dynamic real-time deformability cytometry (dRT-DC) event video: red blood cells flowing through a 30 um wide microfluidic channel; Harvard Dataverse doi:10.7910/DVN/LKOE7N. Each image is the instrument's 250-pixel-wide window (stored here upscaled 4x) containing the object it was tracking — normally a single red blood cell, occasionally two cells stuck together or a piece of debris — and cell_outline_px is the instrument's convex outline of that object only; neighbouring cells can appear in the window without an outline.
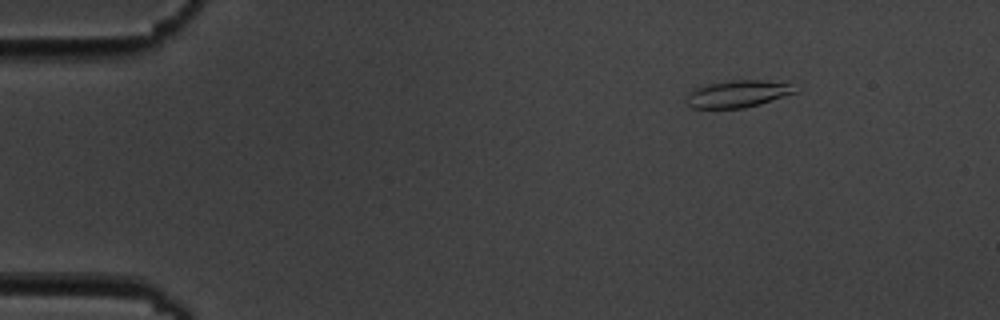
{"species": "common noctule bat (a hibernating species)", "species_latin": "Nyctalus noctula", "temperature_condition": "cold", "stored_images_in_passage": 4, "camera_frame_rate_fps": 3000, "um_per_image_px": 0.085, "animal": {"sex": "male", "body_mass_g": 19.5, "forearm_length_mm": 54.6}, "frame": {"image": 1, "passage_image": 1, "time_ms": 0.0, "image_size_px": [1000, 320], "cell_outline_px": [[796, 92], [760, 104], [744, 108], [692, 108], [688, 104], [688, 92], [696, 88], [708, 84], [732, 80], [760, 80], [788, 84]], "centroid_in_image_um": [62.65, 7.99], "position_along_channel_um": 22.3, "area_um2": 16.65}}